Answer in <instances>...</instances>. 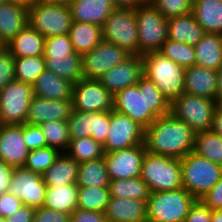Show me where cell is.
<instances>
[{"label":"cell","instance_id":"1","mask_svg":"<svg viewBox=\"0 0 222 222\" xmlns=\"http://www.w3.org/2000/svg\"><path fill=\"white\" fill-rule=\"evenodd\" d=\"M170 102L146 76L136 85L114 95V110L127 115L145 130L160 116L170 113Z\"/></svg>","mask_w":222,"mask_h":222},{"label":"cell","instance_id":"2","mask_svg":"<svg viewBox=\"0 0 222 222\" xmlns=\"http://www.w3.org/2000/svg\"><path fill=\"white\" fill-rule=\"evenodd\" d=\"M196 133L171 113L158 117L146 130V152L182 159L194 150Z\"/></svg>","mask_w":222,"mask_h":222},{"label":"cell","instance_id":"3","mask_svg":"<svg viewBox=\"0 0 222 222\" xmlns=\"http://www.w3.org/2000/svg\"><path fill=\"white\" fill-rule=\"evenodd\" d=\"M142 58L144 76L159 88L170 103L184 93L185 67L160 52L147 53Z\"/></svg>","mask_w":222,"mask_h":222},{"label":"cell","instance_id":"4","mask_svg":"<svg viewBox=\"0 0 222 222\" xmlns=\"http://www.w3.org/2000/svg\"><path fill=\"white\" fill-rule=\"evenodd\" d=\"M140 177L151 192L182 188L181 159L146 152Z\"/></svg>","mask_w":222,"mask_h":222},{"label":"cell","instance_id":"5","mask_svg":"<svg viewBox=\"0 0 222 222\" xmlns=\"http://www.w3.org/2000/svg\"><path fill=\"white\" fill-rule=\"evenodd\" d=\"M181 177L182 186L201 199L222 177V166L192 151L181 159Z\"/></svg>","mask_w":222,"mask_h":222},{"label":"cell","instance_id":"6","mask_svg":"<svg viewBox=\"0 0 222 222\" xmlns=\"http://www.w3.org/2000/svg\"><path fill=\"white\" fill-rule=\"evenodd\" d=\"M195 200L184 187L151 192L147 201V221L184 222Z\"/></svg>","mask_w":222,"mask_h":222},{"label":"cell","instance_id":"7","mask_svg":"<svg viewBox=\"0 0 222 222\" xmlns=\"http://www.w3.org/2000/svg\"><path fill=\"white\" fill-rule=\"evenodd\" d=\"M138 25V55L159 52L168 39V19L148 1L135 8Z\"/></svg>","mask_w":222,"mask_h":222},{"label":"cell","instance_id":"8","mask_svg":"<svg viewBox=\"0 0 222 222\" xmlns=\"http://www.w3.org/2000/svg\"><path fill=\"white\" fill-rule=\"evenodd\" d=\"M216 100L183 93L170 104V113L195 133L211 130Z\"/></svg>","mask_w":222,"mask_h":222},{"label":"cell","instance_id":"9","mask_svg":"<svg viewBox=\"0 0 222 222\" xmlns=\"http://www.w3.org/2000/svg\"><path fill=\"white\" fill-rule=\"evenodd\" d=\"M28 24L45 38L69 34L73 24L68 4L48 3L28 7Z\"/></svg>","mask_w":222,"mask_h":222},{"label":"cell","instance_id":"10","mask_svg":"<svg viewBox=\"0 0 222 222\" xmlns=\"http://www.w3.org/2000/svg\"><path fill=\"white\" fill-rule=\"evenodd\" d=\"M102 39L138 55V25L135 9L115 8L102 27Z\"/></svg>","mask_w":222,"mask_h":222},{"label":"cell","instance_id":"11","mask_svg":"<svg viewBox=\"0 0 222 222\" xmlns=\"http://www.w3.org/2000/svg\"><path fill=\"white\" fill-rule=\"evenodd\" d=\"M33 85L13 80L0 91L1 124H24L33 98Z\"/></svg>","mask_w":222,"mask_h":222},{"label":"cell","instance_id":"12","mask_svg":"<svg viewBox=\"0 0 222 222\" xmlns=\"http://www.w3.org/2000/svg\"><path fill=\"white\" fill-rule=\"evenodd\" d=\"M72 108L80 112L114 110V95L97 79L82 78L73 85Z\"/></svg>","mask_w":222,"mask_h":222},{"label":"cell","instance_id":"13","mask_svg":"<svg viewBox=\"0 0 222 222\" xmlns=\"http://www.w3.org/2000/svg\"><path fill=\"white\" fill-rule=\"evenodd\" d=\"M131 54L114 43L102 40L91 51L82 55L83 77L100 79L111 68L123 63Z\"/></svg>","mask_w":222,"mask_h":222},{"label":"cell","instance_id":"14","mask_svg":"<svg viewBox=\"0 0 222 222\" xmlns=\"http://www.w3.org/2000/svg\"><path fill=\"white\" fill-rule=\"evenodd\" d=\"M145 129L131 120L127 115L111 111L109 131L107 133L104 153L122 150L144 144Z\"/></svg>","mask_w":222,"mask_h":222},{"label":"cell","instance_id":"15","mask_svg":"<svg viewBox=\"0 0 222 222\" xmlns=\"http://www.w3.org/2000/svg\"><path fill=\"white\" fill-rule=\"evenodd\" d=\"M47 186L42 175L22 167H15L8 192L18 197L23 205L43 207Z\"/></svg>","mask_w":222,"mask_h":222},{"label":"cell","instance_id":"16","mask_svg":"<svg viewBox=\"0 0 222 222\" xmlns=\"http://www.w3.org/2000/svg\"><path fill=\"white\" fill-rule=\"evenodd\" d=\"M145 153L144 144L104 153L110 180L140 177Z\"/></svg>","mask_w":222,"mask_h":222},{"label":"cell","instance_id":"17","mask_svg":"<svg viewBox=\"0 0 222 222\" xmlns=\"http://www.w3.org/2000/svg\"><path fill=\"white\" fill-rule=\"evenodd\" d=\"M143 75L142 56L131 55L123 63L104 73L98 80L107 91L115 95L124 88L136 85Z\"/></svg>","mask_w":222,"mask_h":222},{"label":"cell","instance_id":"18","mask_svg":"<svg viewBox=\"0 0 222 222\" xmlns=\"http://www.w3.org/2000/svg\"><path fill=\"white\" fill-rule=\"evenodd\" d=\"M29 150L23 136V124L0 125V160L12 167L25 165Z\"/></svg>","mask_w":222,"mask_h":222},{"label":"cell","instance_id":"19","mask_svg":"<svg viewBox=\"0 0 222 222\" xmlns=\"http://www.w3.org/2000/svg\"><path fill=\"white\" fill-rule=\"evenodd\" d=\"M72 110V100H50L34 95L25 123L40 125L48 121H68Z\"/></svg>","mask_w":222,"mask_h":222},{"label":"cell","instance_id":"20","mask_svg":"<svg viewBox=\"0 0 222 222\" xmlns=\"http://www.w3.org/2000/svg\"><path fill=\"white\" fill-rule=\"evenodd\" d=\"M107 222L147 221V202L134 198L110 197L104 212Z\"/></svg>","mask_w":222,"mask_h":222},{"label":"cell","instance_id":"21","mask_svg":"<svg viewBox=\"0 0 222 222\" xmlns=\"http://www.w3.org/2000/svg\"><path fill=\"white\" fill-rule=\"evenodd\" d=\"M184 93L216 100L217 72L194 65L185 70Z\"/></svg>","mask_w":222,"mask_h":222},{"label":"cell","instance_id":"22","mask_svg":"<svg viewBox=\"0 0 222 222\" xmlns=\"http://www.w3.org/2000/svg\"><path fill=\"white\" fill-rule=\"evenodd\" d=\"M69 8L73 21L103 27L105 20L116 8L112 0H74Z\"/></svg>","mask_w":222,"mask_h":222},{"label":"cell","instance_id":"23","mask_svg":"<svg viewBox=\"0 0 222 222\" xmlns=\"http://www.w3.org/2000/svg\"><path fill=\"white\" fill-rule=\"evenodd\" d=\"M28 25V8L18 4H0V37L7 44Z\"/></svg>","mask_w":222,"mask_h":222},{"label":"cell","instance_id":"24","mask_svg":"<svg viewBox=\"0 0 222 222\" xmlns=\"http://www.w3.org/2000/svg\"><path fill=\"white\" fill-rule=\"evenodd\" d=\"M204 30L192 12L168 18V39L195 46L203 37Z\"/></svg>","mask_w":222,"mask_h":222},{"label":"cell","instance_id":"25","mask_svg":"<svg viewBox=\"0 0 222 222\" xmlns=\"http://www.w3.org/2000/svg\"><path fill=\"white\" fill-rule=\"evenodd\" d=\"M44 45L45 37L28 24L6 44V48L14 57H37L43 56Z\"/></svg>","mask_w":222,"mask_h":222},{"label":"cell","instance_id":"26","mask_svg":"<svg viewBox=\"0 0 222 222\" xmlns=\"http://www.w3.org/2000/svg\"><path fill=\"white\" fill-rule=\"evenodd\" d=\"M73 85L45 70L33 84V95L50 100H72Z\"/></svg>","mask_w":222,"mask_h":222},{"label":"cell","instance_id":"27","mask_svg":"<svg viewBox=\"0 0 222 222\" xmlns=\"http://www.w3.org/2000/svg\"><path fill=\"white\" fill-rule=\"evenodd\" d=\"M196 65L217 71L222 67V35L204 33L202 39L194 46Z\"/></svg>","mask_w":222,"mask_h":222},{"label":"cell","instance_id":"28","mask_svg":"<svg viewBox=\"0 0 222 222\" xmlns=\"http://www.w3.org/2000/svg\"><path fill=\"white\" fill-rule=\"evenodd\" d=\"M79 163L61 152L53 164L42 174L46 186L77 183Z\"/></svg>","mask_w":222,"mask_h":222},{"label":"cell","instance_id":"29","mask_svg":"<svg viewBox=\"0 0 222 222\" xmlns=\"http://www.w3.org/2000/svg\"><path fill=\"white\" fill-rule=\"evenodd\" d=\"M46 70L73 84L83 77L82 56L76 52L65 56H44Z\"/></svg>","mask_w":222,"mask_h":222},{"label":"cell","instance_id":"30","mask_svg":"<svg viewBox=\"0 0 222 222\" xmlns=\"http://www.w3.org/2000/svg\"><path fill=\"white\" fill-rule=\"evenodd\" d=\"M192 14L205 33L222 35V2L220 0H193Z\"/></svg>","mask_w":222,"mask_h":222},{"label":"cell","instance_id":"31","mask_svg":"<svg viewBox=\"0 0 222 222\" xmlns=\"http://www.w3.org/2000/svg\"><path fill=\"white\" fill-rule=\"evenodd\" d=\"M77 194L76 183L47 186L43 207L71 215L77 208Z\"/></svg>","mask_w":222,"mask_h":222},{"label":"cell","instance_id":"32","mask_svg":"<svg viewBox=\"0 0 222 222\" xmlns=\"http://www.w3.org/2000/svg\"><path fill=\"white\" fill-rule=\"evenodd\" d=\"M69 37L74 51L81 56L95 48L102 39V27L73 21Z\"/></svg>","mask_w":222,"mask_h":222},{"label":"cell","instance_id":"33","mask_svg":"<svg viewBox=\"0 0 222 222\" xmlns=\"http://www.w3.org/2000/svg\"><path fill=\"white\" fill-rule=\"evenodd\" d=\"M78 187H109L110 178L104 157L79 163Z\"/></svg>","mask_w":222,"mask_h":222},{"label":"cell","instance_id":"34","mask_svg":"<svg viewBox=\"0 0 222 222\" xmlns=\"http://www.w3.org/2000/svg\"><path fill=\"white\" fill-rule=\"evenodd\" d=\"M109 190L111 197L134 198L148 201L151 191L141 177L110 180Z\"/></svg>","mask_w":222,"mask_h":222},{"label":"cell","instance_id":"35","mask_svg":"<svg viewBox=\"0 0 222 222\" xmlns=\"http://www.w3.org/2000/svg\"><path fill=\"white\" fill-rule=\"evenodd\" d=\"M193 152L222 166V137L212 130L196 133Z\"/></svg>","mask_w":222,"mask_h":222},{"label":"cell","instance_id":"36","mask_svg":"<svg viewBox=\"0 0 222 222\" xmlns=\"http://www.w3.org/2000/svg\"><path fill=\"white\" fill-rule=\"evenodd\" d=\"M110 197L109 187H78L77 208L104 213Z\"/></svg>","mask_w":222,"mask_h":222},{"label":"cell","instance_id":"37","mask_svg":"<svg viewBox=\"0 0 222 222\" xmlns=\"http://www.w3.org/2000/svg\"><path fill=\"white\" fill-rule=\"evenodd\" d=\"M65 153L78 163L104 157L103 146L92 137L70 140Z\"/></svg>","mask_w":222,"mask_h":222},{"label":"cell","instance_id":"38","mask_svg":"<svg viewBox=\"0 0 222 222\" xmlns=\"http://www.w3.org/2000/svg\"><path fill=\"white\" fill-rule=\"evenodd\" d=\"M15 80L34 84L36 79L46 70L44 56L15 57Z\"/></svg>","mask_w":222,"mask_h":222},{"label":"cell","instance_id":"39","mask_svg":"<svg viewBox=\"0 0 222 222\" xmlns=\"http://www.w3.org/2000/svg\"><path fill=\"white\" fill-rule=\"evenodd\" d=\"M159 52L172 60L174 63L185 68L196 65V55L194 46L183 42H175L167 39Z\"/></svg>","mask_w":222,"mask_h":222},{"label":"cell","instance_id":"40","mask_svg":"<svg viewBox=\"0 0 222 222\" xmlns=\"http://www.w3.org/2000/svg\"><path fill=\"white\" fill-rule=\"evenodd\" d=\"M47 146L57 148L65 152L70 143L68 121H48L40 124Z\"/></svg>","mask_w":222,"mask_h":222},{"label":"cell","instance_id":"41","mask_svg":"<svg viewBox=\"0 0 222 222\" xmlns=\"http://www.w3.org/2000/svg\"><path fill=\"white\" fill-rule=\"evenodd\" d=\"M68 125L70 140L91 137L95 125V112L72 110Z\"/></svg>","mask_w":222,"mask_h":222},{"label":"cell","instance_id":"42","mask_svg":"<svg viewBox=\"0 0 222 222\" xmlns=\"http://www.w3.org/2000/svg\"><path fill=\"white\" fill-rule=\"evenodd\" d=\"M60 153L57 148L49 146L31 150L28 153L24 167L42 175L54 163Z\"/></svg>","mask_w":222,"mask_h":222},{"label":"cell","instance_id":"43","mask_svg":"<svg viewBox=\"0 0 222 222\" xmlns=\"http://www.w3.org/2000/svg\"><path fill=\"white\" fill-rule=\"evenodd\" d=\"M165 18L192 12L193 0H149Z\"/></svg>","mask_w":222,"mask_h":222},{"label":"cell","instance_id":"44","mask_svg":"<svg viewBox=\"0 0 222 222\" xmlns=\"http://www.w3.org/2000/svg\"><path fill=\"white\" fill-rule=\"evenodd\" d=\"M73 52L75 51L69 34L45 38L43 56H65Z\"/></svg>","mask_w":222,"mask_h":222},{"label":"cell","instance_id":"45","mask_svg":"<svg viewBox=\"0 0 222 222\" xmlns=\"http://www.w3.org/2000/svg\"><path fill=\"white\" fill-rule=\"evenodd\" d=\"M14 59L7 48L0 52V91L15 79Z\"/></svg>","mask_w":222,"mask_h":222},{"label":"cell","instance_id":"46","mask_svg":"<svg viewBox=\"0 0 222 222\" xmlns=\"http://www.w3.org/2000/svg\"><path fill=\"white\" fill-rule=\"evenodd\" d=\"M23 136L29 151L47 147L46 137L40 125L23 124Z\"/></svg>","mask_w":222,"mask_h":222},{"label":"cell","instance_id":"47","mask_svg":"<svg viewBox=\"0 0 222 222\" xmlns=\"http://www.w3.org/2000/svg\"><path fill=\"white\" fill-rule=\"evenodd\" d=\"M111 120V111H95V125L91 137L102 146L105 144L107 133L109 131Z\"/></svg>","mask_w":222,"mask_h":222},{"label":"cell","instance_id":"48","mask_svg":"<svg viewBox=\"0 0 222 222\" xmlns=\"http://www.w3.org/2000/svg\"><path fill=\"white\" fill-rule=\"evenodd\" d=\"M212 210L200 199H196L191 205L184 222H211Z\"/></svg>","mask_w":222,"mask_h":222},{"label":"cell","instance_id":"49","mask_svg":"<svg viewBox=\"0 0 222 222\" xmlns=\"http://www.w3.org/2000/svg\"><path fill=\"white\" fill-rule=\"evenodd\" d=\"M34 222H70V214L39 207L35 208Z\"/></svg>","mask_w":222,"mask_h":222},{"label":"cell","instance_id":"50","mask_svg":"<svg viewBox=\"0 0 222 222\" xmlns=\"http://www.w3.org/2000/svg\"><path fill=\"white\" fill-rule=\"evenodd\" d=\"M23 205L22 201L9 192L0 195V217L7 218L17 212Z\"/></svg>","mask_w":222,"mask_h":222},{"label":"cell","instance_id":"51","mask_svg":"<svg viewBox=\"0 0 222 222\" xmlns=\"http://www.w3.org/2000/svg\"><path fill=\"white\" fill-rule=\"evenodd\" d=\"M200 200L212 211L222 210V177Z\"/></svg>","mask_w":222,"mask_h":222},{"label":"cell","instance_id":"52","mask_svg":"<svg viewBox=\"0 0 222 222\" xmlns=\"http://www.w3.org/2000/svg\"><path fill=\"white\" fill-rule=\"evenodd\" d=\"M70 222H107L103 212L76 208L70 215Z\"/></svg>","mask_w":222,"mask_h":222},{"label":"cell","instance_id":"53","mask_svg":"<svg viewBox=\"0 0 222 222\" xmlns=\"http://www.w3.org/2000/svg\"><path fill=\"white\" fill-rule=\"evenodd\" d=\"M35 208L22 205L14 214L6 218L7 222H34Z\"/></svg>","mask_w":222,"mask_h":222},{"label":"cell","instance_id":"54","mask_svg":"<svg viewBox=\"0 0 222 222\" xmlns=\"http://www.w3.org/2000/svg\"><path fill=\"white\" fill-rule=\"evenodd\" d=\"M14 167L0 160V195L8 192Z\"/></svg>","mask_w":222,"mask_h":222},{"label":"cell","instance_id":"55","mask_svg":"<svg viewBox=\"0 0 222 222\" xmlns=\"http://www.w3.org/2000/svg\"><path fill=\"white\" fill-rule=\"evenodd\" d=\"M149 0H112L116 8L135 9L138 6L144 5Z\"/></svg>","mask_w":222,"mask_h":222},{"label":"cell","instance_id":"56","mask_svg":"<svg viewBox=\"0 0 222 222\" xmlns=\"http://www.w3.org/2000/svg\"><path fill=\"white\" fill-rule=\"evenodd\" d=\"M211 130L222 137V105H218L215 109Z\"/></svg>","mask_w":222,"mask_h":222},{"label":"cell","instance_id":"57","mask_svg":"<svg viewBox=\"0 0 222 222\" xmlns=\"http://www.w3.org/2000/svg\"><path fill=\"white\" fill-rule=\"evenodd\" d=\"M216 72L218 78L216 102L218 105H222V67Z\"/></svg>","mask_w":222,"mask_h":222},{"label":"cell","instance_id":"58","mask_svg":"<svg viewBox=\"0 0 222 222\" xmlns=\"http://www.w3.org/2000/svg\"><path fill=\"white\" fill-rule=\"evenodd\" d=\"M4 2L18 4L26 8H28L31 5L30 0H4Z\"/></svg>","mask_w":222,"mask_h":222},{"label":"cell","instance_id":"59","mask_svg":"<svg viewBox=\"0 0 222 222\" xmlns=\"http://www.w3.org/2000/svg\"><path fill=\"white\" fill-rule=\"evenodd\" d=\"M211 222H222V210L212 211Z\"/></svg>","mask_w":222,"mask_h":222},{"label":"cell","instance_id":"60","mask_svg":"<svg viewBox=\"0 0 222 222\" xmlns=\"http://www.w3.org/2000/svg\"><path fill=\"white\" fill-rule=\"evenodd\" d=\"M31 5L57 3V0H30Z\"/></svg>","mask_w":222,"mask_h":222},{"label":"cell","instance_id":"61","mask_svg":"<svg viewBox=\"0 0 222 222\" xmlns=\"http://www.w3.org/2000/svg\"><path fill=\"white\" fill-rule=\"evenodd\" d=\"M6 48V43L0 37V52Z\"/></svg>","mask_w":222,"mask_h":222},{"label":"cell","instance_id":"62","mask_svg":"<svg viewBox=\"0 0 222 222\" xmlns=\"http://www.w3.org/2000/svg\"><path fill=\"white\" fill-rule=\"evenodd\" d=\"M74 0H57V3H65V4H69L70 2H72Z\"/></svg>","mask_w":222,"mask_h":222},{"label":"cell","instance_id":"63","mask_svg":"<svg viewBox=\"0 0 222 222\" xmlns=\"http://www.w3.org/2000/svg\"><path fill=\"white\" fill-rule=\"evenodd\" d=\"M0 222H7L6 218L0 217Z\"/></svg>","mask_w":222,"mask_h":222}]
</instances>
